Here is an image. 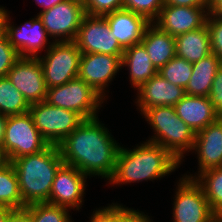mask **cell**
Returning <instances> with one entry per match:
<instances>
[{
	"label": "cell",
	"instance_id": "obj_40",
	"mask_svg": "<svg viewBox=\"0 0 222 222\" xmlns=\"http://www.w3.org/2000/svg\"><path fill=\"white\" fill-rule=\"evenodd\" d=\"M38 5L42 7L41 11L50 9L51 7L63 2L64 0H34Z\"/></svg>",
	"mask_w": 222,
	"mask_h": 222
},
{
	"label": "cell",
	"instance_id": "obj_1",
	"mask_svg": "<svg viewBox=\"0 0 222 222\" xmlns=\"http://www.w3.org/2000/svg\"><path fill=\"white\" fill-rule=\"evenodd\" d=\"M118 144L97 116L84 119L58 147L65 164L89 178L97 175L109 180L115 171Z\"/></svg>",
	"mask_w": 222,
	"mask_h": 222
},
{
	"label": "cell",
	"instance_id": "obj_44",
	"mask_svg": "<svg viewBox=\"0 0 222 222\" xmlns=\"http://www.w3.org/2000/svg\"><path fill=\"white\" fill-rule=\"evenodd\" d=\"M216 222H222V212L219 215H217Z\"/></svg>",
	"mask_w": 222,
	"mask_h": 222
},
{
	"label": "cell",
	"instance_id": "obj_21",
	"mask_svg": "<svg viewBox=\"0 0 222 222\" xmlns=\"http://www.w3.org/2000/svg\"><path fill=\"white\" fill-rule=\"evenodd\" d=\"M154 67L159 71L176 56L175 37L151 23L141 40Z\"/></svg>",
	"mask_w": 222,
	"mask_h": 222
},
{
	"label": "cell",
	"instance_id": "obj_24",
	"mask_svg": "<svg viewBox=\"0 0 222 222\" xmlns=\"http://www.w3.org/2000/svg\"><path fill=\"white\" fill-rule=\"evenodd\" d=\"M221 65L222 61L213 53L192 63L193 73L184 89L185 94L208 97L215 75Z\"/></svg>",
	"mask_w": 222,
	"mask_h": 222
},
{
	"label": "cell",
	"instance_id": "obj_23",
	"mask_svg": "<svg viewBox=\"0 0 222 222\" xmlns=\"http://www.w3.org/2000/svg\"><path fill=\"white\" fill-rule=\"evenodd\" d=\"M176 56L189 63L198 62L212 53L207 25L175 37Z\"/></svg>",
	"mask_w": 222,
	"mask_h": 222
},
{
	"label": "cell",
	"instance_id": "obj_43",
	"mask_svg": "<svg viewBox=\"0 0 222 222\" xmlns=\"http://www.w3.org/2000/svg\"><path fill=\"white\" fill-rule=\"evenodd\" d=\"M8 163H9L8 158L3 150L2 145H0V169Z\"/></svg>",
	"mask_w": 222,
	"mask_h": 222
},
{
	"label": "cell",
	"instance_id": "obj_5",
	"mask_svg": "<svg viewBox=\"0 0 222 222\" xmlns=\"http://www.w3.org/2000/svg\"><path fill=\"white\" fill-rule=\"evenodd\" d=\"M104 100L101 95L79 77L63 85L48 88L45 98L48 104L72 110L83 119L99 116L97 113Z\"/></svg>",
	"mask_w": 222,
	"mask_h": 222
},
{
	"label": "cell",
	"instance_id": "obj_9",
	"mask_svg": "<svg viewBox=\"0 0 222 222\" xmlns=\"http://www.w3.org/2000/svg\"><path fill=\"white\" fill-rule=\"evenodd\" d=\"M173 203V222H216L201 186L188 177L177 181Z\"/></svg>",
	"mask_w": 222,
	"mask_h": 222
},
{
	"label": "cell",
	"instance_id": "obj_10",
	"mask_svg": "<svg viewBox=\"0 0 222 222\" xmlns=\"http://www.w3.org/2000/svg\"><path fill=\"white\" fill-rule=\"evenodd\" d=\"M85 15L82 1L77 0H64L38 13L50 39L55 42L74 41Z\"/></svg>",
	"mask_w": 222,
	"mask_h": 222
},
{
	"label": "cell",
	"instance_id": "obj_26",
	"mask_svg": "<svg viewBox=\"0 0 222 222\" xmlns=\"http://www.w3.org/2000/svg\"><path fill=\"white\" fill-rule=\"evenodd\" d=\"M93 211L90 222H152L144 212L112 203Z\"/></svg>",
	"mask_w": 222,
	"mask_h": 222
},
{
	"label": "cell",
	"instance_id": "obj_38",
	"mask_svg": "<svg viewBox=\"0 0 222 222\" xmlns=\"http://www.w3.org/2000/svg\"><path fill=\"white\" fill-rule=\"evenodd\" d=\"M208 15L222 17V0H209Z\"/></svg>",
	"mask_w": 222,
	"mask_h": 222
},
{
	"label": "cell",
	"instance_id": "obj_35",
	"mask_svg": "<svg viewBox=\"0 0 222 222\" xmlns=\"http://www.w3.org/2000/svg\"><path fill=\"white\" fill-rule=\"evenodd\" d=\"M208 97L214 106L217 116L222 118V65L215 75Z\"/></svg>",
	"mask_w": 222,
	"mask_h": 222
},
{
	"label": "cell",
	"instance_id": "obj_4",
	"mask_svg": "<svg viewBox=\"0 0 222 222\" xmlns=\"http://www.w3.org/2000/svg\"><path fill=\"white\" fill-rule=\"evenodd\" d=\"M142 114L154 131L146 141L162 146L182 163L184 153L192 151L196 134L178 117L174 106H154Z\"/></svg>",
	"mask_w": 222,
	"mask_h": 222
},
{
	"label": "cell",
	"instance_id": "obj_11",
	"mask_svg": "<svg viewBox=\"0 0 222 222\" xmlns=\"http://www.w3.org/2000/svg\"><path fill=\"white\" fill-rule=\"evenodd\" d=\"M74 42L82 53L122 56L124 52L104 16L86 14Z\"/></svg>",
	"mask_w": 222,
	"mask_h": 222
},
{
	"label": "cell",
	"instance_id": "obj_28",
	"mask_svg": "<svg viewBox=\"0 0 222 222\" xmlns=\"http://www.w3.org/2000/svg\"><path fill=\"white\" fill-rule=\"evenodd\" d=\"M30 104L7 77H0V114L11 116L29 112Z\"/></svg>",
	"mask_w": 222,
	"mask_h": 222
},
{
	"label": "cell",
	"instance_id": "obj_22",
	"mask_svg": "<svg viewBox=\"0 0 222 222\" xmlns=\"http://www.w3.org/2000/svg\"><path fill=\"white\" fill-rule=\"evenodd\" d=\"M121 64L129 68L130 82L136 90L158 73L142 43L124 49Z\"/></svg>",
	"mask_w": 222,
	"mask_h": 222
},
{
	"label": "cell",
	"instance_id": "obj_12",
	"mask_svg": "<svg viewBox=\"0 0 222 222\" xmlns=\"http://www.w3.org/2000/svg\"><path fill=\"white\" fill-rule=\"evenodd\" d=\"M10 21L11 18L8 12L5 35L8 37L9 43L18 51L20 57L38 58L39 53L46 48L47 44L45 52L54 43V40L47 43L50 36L38 15L21 26H14V23L12 25Z\"/></svg>",
	"mask_w": 222,
	"mask_h": 222
},
{
	"label": "cell",
	"instance_id": "obj_13",
	"mask_svg": "<svg viewBox=\"0 0 222 222\" xmlns=\"http://www.w3.org/2000/svg\"><path fill=\"white\" fill-rule=\"evenodd\" d=\"M88 176L74 166L63 163L55 174L49 204L80 210Z\"/></svg>",
	"mask_w": 222,
	"mask_h": 222
},
{
	"label": "cell",
	"instance_id": "obj_16",
	"mask_svg": "<svg viewBox=\"0 0 222 222\" xmlns=\"http://www.w3.org/2000/svg\"><path fill=\"white\" fill-rule=\"evenodd\" d=\"M208 7H180L164 5L153 22L172 37L199 29L206 24Z\"/></svg>",
	"mask_w": 222,
	"mask_h": 222
},
{
	"label": "cell",
	"instance_id": "obj_14",
	"mask_svg": "<svg viewBox=\"0 0 222 222\" xmlns=\"http://www.w3.org/2000/svg\"><path fill=\"white\" fill-rule=\"evenodd\" d=\"M7 78L31 105L45 101L48 88L38 58L20 57Z\"/></svg>",
	"mask_w": 222,
	"mask_h": 222
},
{
	"label": "cell",
	"instance_id": "obj_20",
	"mask_svg": "<svg viewBox=\"0 0 222 222\" xmlns=\"http://www.w3.org/2000/svg\"><path fill=\"white\" fill-rule=\"evenodd\" d=\"M174 108L178 117L195 134L219 118L209 97H197L185 94Z\"/></svg>",
	"mask_w": 222,
	"mask_h": 222
},
{
	"label": "cell",
	"instance_id": "obj_3",
	"mask_svg": "<svg viewBox=\"0 0 222 222\" xmlns=\"http://www.w3.org/2000/svg\"><path fill=\"white\" fill-rule=\"evenodd\" d=\"M58 145L11 161L19 183L22 209L35 203H48L55 174L63 164Z\"/></svg>",
	"mask_w": 222,
	"mask_h": 222
},
{
	"label": "cell",
	"instance_id": "obj_2",
	"mask_svg": "<svg viewBox=\"0 0 222 222\" xmlns=\"http://www.w3.org/2000/svg\"><path fill=\"white\" fill-rule=\"evenodd\" d=\"M181 162L162 146L143 142L133 149L120 147L109 184L121 185L161 179L178 169Z\"/></svg>",
	"mask_w": 222,
	"mask_h": 222
},
{
	"label": "cell",
	"instance_id": "obj_34",
	"mask_svg": "<svg viewBox=\"0 0 222 222\" xmlns=\"http://www.w3.org/2000/svg\"><path fill=\"white\" fill-rule=\"evenodd\" d=\"M206 25L210 34L212 53L222 61V17L208 15Z\"/></svg>",
	"mask_w": 222,
	"mask_h": 222
},
{
	"label": "cell",
	"instance_id": "obj_42",
	"mask_svg": "<svg viewBox=\"0 0 222 222\" xmlns=\"http://www.w3.org/2000/svg\"><path fill=\"white\" fill-rule=\"evenodd\" d=\"M6 120H7V116L0 114V145H2L3 138H4Z\"/></svg>",
	"mask_w": 222,
	"mask_h": 222
},
{
	"label": "cell",
	"instance_id": "obj_18",
	"mask_svg": "<svg viewBox=\"0 0 222 222\" xmlns=\"http://www.w3.org/2000/svg\"><path fill=\"white\" fill-rule=\"evenodd\" d=\"M136 106L142 113L154 106H175L184 96V88L156 73L137 89Z\"/></svg>",
	"mask_w": 222,
	"mask_h": 222
},
{
	"label": "cell",
	"instance_id": "obj_41",
	"mask_svg": "<svg viewBox=\"0 0 222 222\" xmlns=\"http://www.w3.org/2000/svg\"><path fill=\"white\" fill-rule=\"evenodd\" d=\"M14 209L0 206V222H6L9 214L13 211Z\"/></svg>",
	"mask_w": 222,
	"mask_h": 222
},
{
	"label": "cell",
	"instance_id": "obj_30",
	"mask_svg": "<svg viewBox=\"0 0 222 222\" xmlns=\"http://www.w3.org/2000/svg\"><path fill=\"white\" fill-rule=\"evenodd\" d=\"M158 73L170 83L185 89L193 73L192 63L175 56Z\"/></svg>",
	"mask_w": 222,
	"mask_h": 222
},
{
	"label": "cell",
	"instance_id": "obj_19",
	"mask_svg": "<svg viewBox=\"0 0 222 222\" xmlns=\"http://www.w3.org/2000/svg\"><path fill=\"white\" fill-rule=\"evenodd\" d=\"M104 17L123 49L141 43L145 30L151 24L146 17L126 9L113 11Z\"/></svg>",
	"mask_w": 222,
	"mask_h": 222
},
{
	"label": "cell",
	"instance_id": "obj_6",
	"mask_svg": "<svg viewBox=\"0 0 222 222\" xmlns=\"http://www.w3.org/2000/svg\"><path fill=\"white\" fill-rule=\"evenodd\" d=\"M48 145L34 125L29 112L7 116L2 147L9 162L38 153Z\"/></svg>",
	"mask_w": 222,
	"mask_h": 222
},
{
	"label": "cell",
	"instance_id": "obj_7",
	"mask_svg": "<svg viewBox=\"0 0 222 222\" xmlns=\"http://www.w3.org/2000/svg\"><path fill=\"white\" fill-rule=\"evenodd\" d=\"M81 54L74 41H54L47 52L38 57L47 88L78 77Z\"/></svg>",
	"mask_w": 222,
	"mask_h": 222
},
{
	"label": "cell",
	"instance_id": "obj_33",
	"mask_svg": "<svg viewBox=\"0 0 222 222\" xmlns=\"http://www.w3.org/2000/svg\"><path fill=\"white\" fill-rule=\"evenodd\" d=\"M19 58L18 51L9 43L8 37H0V77H7L9 70Z\"/></svg>",
	"mask_w": 222,
	"mask_h": 222
},
{
	"label": "cell",
	"instance_id": "obj_32",
	"mask_svg": "<svg viewBox=\"0 0 222 222\" xmlns=\"http://www.w3.org/2000/svg\"><path fill=\"white\" fill-rule=\"evenodd\" d=\"M85 13L92 16H104L123 9V0H83Z\"/></svg>",
	"mask_w": 222,
	"mask_h": 222
},
{
	"label": "cell",
	"instance_id": "obj_36",
	"mask_svg": "<svg viewBox=\"0 0 222 222\" xmlns=\"http://www.w3.org/2000/svg\"><path fill=\"white\" fill-rule=\"evenodd\" d=\"M164 5L180 7H209V0H164Z\"/></svg>",
	"mask_w": 222,
	"mask_h": 222
},
{
	"label": "cell",
	"instance_id": "obj_29",
	"mask_svg": "<svg viewBox=\"0 0 222 222\" xmlns=\"http://www.w3.org/2000/svg\"><path fill=\"white\" fill-rule=\"evenodd\" d=\"M32 222H72L69 208L49 203H35L26 206Z\"/></svg>",
	"mask_w": 222,
	"mask_h": 222
},
{
	"label": "cell",
	"instance_id": "obj_15",
	"mask_svg": "<svg viewBox=\"0 0 222 222\" xmlns=\"http://www.w3.org/2000/svg\"><path fill=\"white\" fill-rule=\"evenodd\" d=\"M121 58L122 56L100 53H82L78 77L106 99L105 88L122 68Z\"/></svg>",
	"mask_w": 222,
	"mask_h": 222
},
{
	"label": "cell",
	"instance_id": "obj_27",
	"mask_svg": "<svg viewBox=\"0 0 222 222\" xmlns=\"http://www.w3.org/2000/svg\"><path fill=\"white\" fill-rule=\"evenodd\" d=\"M0 206L22 209L18 177L11 162L0 169Z\"/></svg>",
	"mask_w": 222,
	"mask_h": 222
},
{
	"label": "cell",
	"instance_id": "obj_17",
	"mask_svg": "<svg viewBox=\"0 0 222 222\" xmlns=\"http://www.w3.org/2000/svg\"><path fill=\"white\" fill-rule=\"evenodd\" d=\"M192 150L197 152L198 172L185 177L194 179L207 169L222 167V118L196 133Z\"/></svg>",
	"mask_w": 222,
	"mask_h": 222
},
{
	"label": "cell",
	"instance_id": "obj_31",
	"mask_svg": "<svg viewBox=\"0 0 222 222\" xmlns=\"http://www.w3.org/2000/svg\"><path fill=\"white\" fill-rule=\"evenodd\" d=\"M164 6V0H123V9L146 17L153 23Z\"/></svg>",
	"mask_w": 222,
	"mask_h": 222
},
{
	"label": "cell",
	"instance_id": "obj_8",
	"mask_svg": "<svg viewBox=\"0 0 222 222\" xmlns=\"http://www.w3.org/2000/svg\"><path fill=\"white\" fill-rule=\"evenodd\" d=\"M29 113L41 136L52 145H59L84 120L78 113L46 101L31 104Z\"/></svg>",
	"mask_w": 222,
	"mask_h": 222
},
{
	"label": "cell",
	"instance_id": "obj_25",
	"mask_svg": "<svg viewBox=\"0 0 222 222\" xmlns=\"http://www.w3.org/2000/svg\"><path fill=\"white\" fill-rule=\"evenodd\" d=\"M194 180L201 186L213 213L219 215L222 212V167L207 169Z\"/></svg>",
	"mask_w": 222,
	"mask_h": 222
},
{
	"label": "cell",
	"instance_id": "obj_37",
	"mask_svg": "<svg viewBox=\"0 0 222 222\" xmlns=\"http://www.w3.org/2000/svg\"><path fill=\"white\" fill-rule=\"evenodd\" d=\"M6 222H32L30 213L25 209H14Z\"/></svg>",
	"mask_w": 222,
	"mask_h": 222
},
{
	"label": "cell",
	"instance_id": "obj_39",
	"mask_svg": "<svg viewBox=\"0 0 222 222\" xmlns=\"http://www.w3.org/2000/svg\"><path fill=\"white\" fill-rule=\"evenodd\" d=\"M8 16V10L5 7L0 6V37L5 35V23Z\"/></svg>",
	"mask_w": 222,
	"mask_h": 222
}]
</instances>
